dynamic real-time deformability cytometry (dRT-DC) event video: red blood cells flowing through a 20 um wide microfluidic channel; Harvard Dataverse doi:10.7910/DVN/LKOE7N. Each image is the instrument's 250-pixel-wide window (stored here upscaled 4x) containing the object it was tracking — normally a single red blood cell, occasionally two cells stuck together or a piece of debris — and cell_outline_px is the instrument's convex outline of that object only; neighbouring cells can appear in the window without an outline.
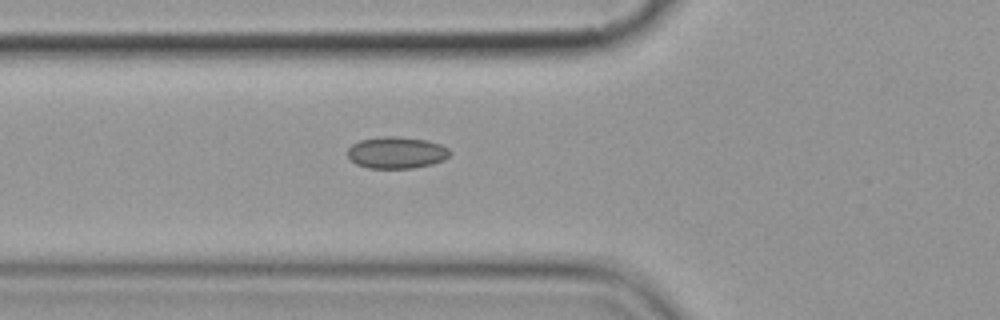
{"species": "common noctule bat (a hibernating species)", "species_latin": "Nyctalus noctula", "temperature_condition": "cold", "stored_images_in_passage": 5, "segment_of_instrument_passage": [1, 2], "camera_frame_rate_fps": 3000, "um_per_image_px": 0.085, "animal": {"sex": "female", "body_mass_g": 19.9}, "frame": {"image": 1, "passage_image": 4, "time_ms": 4.333, "image_size_px": [1000, 320], "cell_outline_px": [[452, 152], [444, 160], [432, 164], [412, 168], [368, 168], [356, 164], [348, 156], [348, 148], [352, 144], [360, 140], [380, 136], [396, 136], [428, 140], [440, 144], [448, 148]], "centroid_in_image_um": [33.71, 12.96], "position_along_channel_um": 92.1, "area_um2": 19.02}}